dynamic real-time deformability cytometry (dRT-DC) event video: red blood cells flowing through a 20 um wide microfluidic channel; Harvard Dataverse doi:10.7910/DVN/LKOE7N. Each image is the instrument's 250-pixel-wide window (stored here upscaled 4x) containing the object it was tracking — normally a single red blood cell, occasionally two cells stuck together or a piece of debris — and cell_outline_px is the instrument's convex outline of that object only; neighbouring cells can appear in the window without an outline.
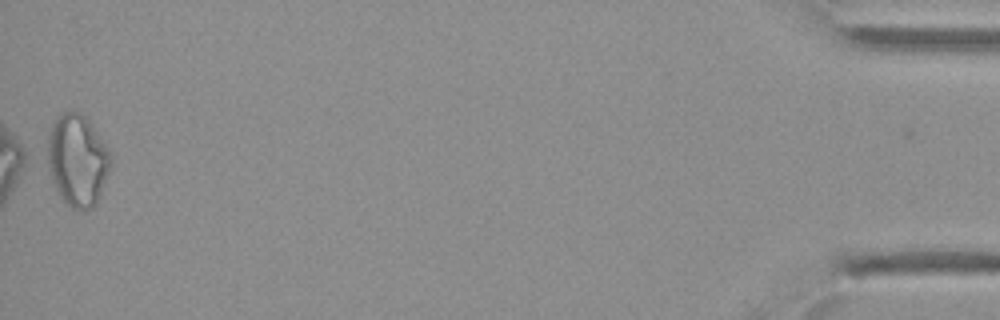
{"species": "Egyptian fruit bat (a non-hibernating species)", "species_latin": "Rousettus aegyptiacus", "temperature_condition": "cold", "stored_images_in_passage": 36, "camera_frame_rate_fps": 3000, "um_per_image_px": 0.085, "animal": {"sex": "female"}, "frame": {"image": 1, "passage_image": 36, "time_ms": 11.667, "image_size_px": [1000, 320], "cell_outline_px": [[112, 164], [96, 204], [92, 208], [84, 212], [72, 208], [60, 196], [52, 180], [48, 164], [48, 136], [52, 124], [56, 116], [60, 112], [80, 112], [88, 120], [108, 148], [112, 156]], "centroid_in_image_um": [6.59, 13.63], "position_along_channel_um": 428.6, "area_um2": 33.76}}